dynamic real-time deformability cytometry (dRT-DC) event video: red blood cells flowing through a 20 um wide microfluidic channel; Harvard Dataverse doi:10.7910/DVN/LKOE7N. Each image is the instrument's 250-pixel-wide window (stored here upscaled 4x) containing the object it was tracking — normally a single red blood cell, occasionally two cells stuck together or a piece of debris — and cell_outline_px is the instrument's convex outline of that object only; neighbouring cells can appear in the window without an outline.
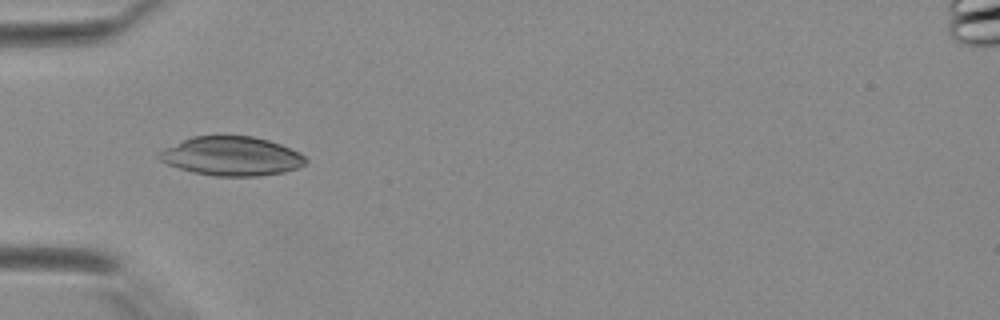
{"species": "Egyptian fruit bat (a non-hibernating species)", "species_latin": "Rousettus aegyptiacus", "temperature_condition": "warm", "stored_images_in_passage": 28, "camera_frame_rate_fps": 3000, "um_per_image_px": 0.085, "animal": {"sex": "female"}, "frame": {"image": 1, "passage_image": 13, "time_ms": 4.0, "image_size_px": [1000, 320], "cell_outline_px": [[308, 160], [300, 168], [284, 172], [256, 176], [216, 176], [192, 172], [168, 164], [160, 160], [156, 156], [164, 148], [192, 136], [252, 136], [268, 140], [280, 144], [300, 152]], "centroid_in_image_um": [19.7, 13.27], "position_along_channel_um": 65.3, "area_um2": 33.29}}
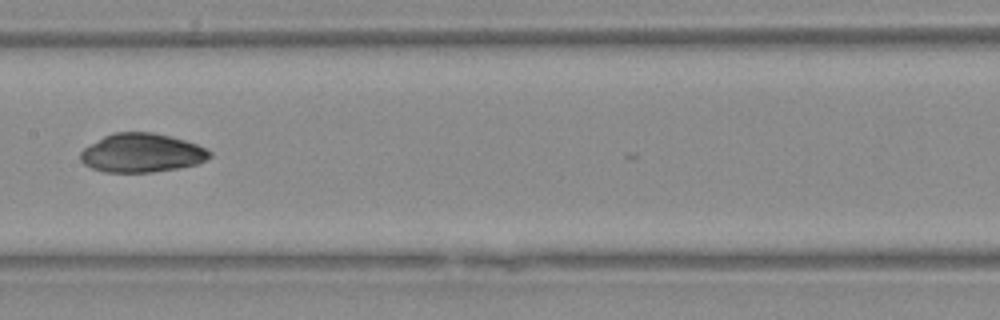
{"frame": {"image": 2, "passage_image": 21, "time_ms": 6.667, "image_size_px": [1000, 320], "cell_outline_px": [[212, 156], [196, 164], [176, 168], [152, 172], [104, 172], [92, 168], [84, 164], [80, 160], [80, 152], [84, 148], [104, 136], [112, 132], [152, 132], [184, 140], [196, 144], [212, 152]], "centroid_in_image_um": [12.02, 13.0], "position_along_channel_um": 195.4, "area_um2": 29.02}}
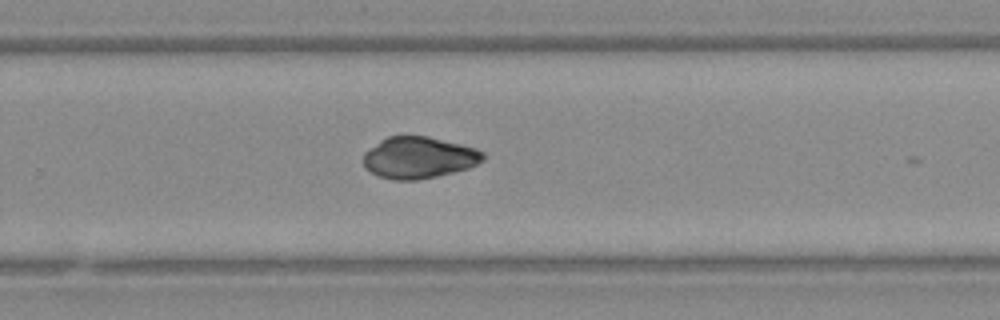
{"frame": {"image": 3, "passage_image": 27, "time_ms": 8.667, "image_size_px": [1000, 320], "cell_outline_px": [[484, 160], [468, 168], [436, 176], [416, 180], [392, 180], [380, 176], [364, 168], [364, 152], [380, 140], [388, 136], [428, 136], [476, 148], [484, 152]], "centroid_in_image_um": [35.59, 13.39], "position_along_channel_um": 294.2, "area_um2": 28.9}}